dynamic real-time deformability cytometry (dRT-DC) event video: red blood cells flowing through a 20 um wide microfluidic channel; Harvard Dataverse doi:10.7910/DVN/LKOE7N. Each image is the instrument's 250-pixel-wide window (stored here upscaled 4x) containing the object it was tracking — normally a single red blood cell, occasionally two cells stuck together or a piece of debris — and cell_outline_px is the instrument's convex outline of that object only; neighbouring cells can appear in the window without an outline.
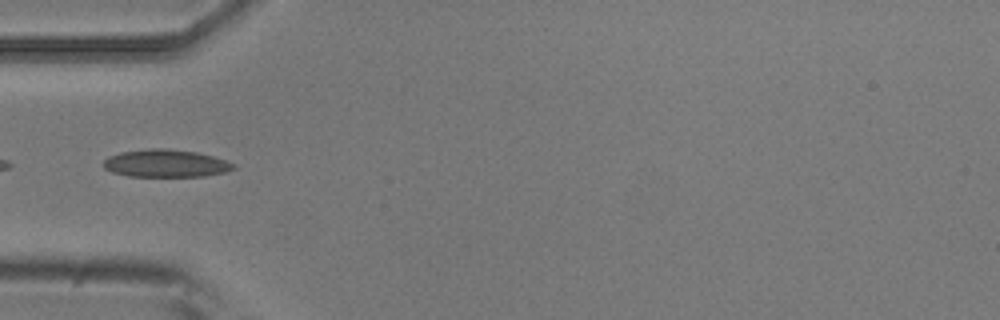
{"species": "common noctule bat (a hibernating species)", "species_latin": "Nyctalus noctula", "temperature_condition": "room temperature", "stored_images_in_passage": 4, "camera_frame_rate_fps": 3000, "um_per_image_px": 0.085, "animal": {"sex": "male", "body_mass_g": 20.5, "forearm_length_mm": 52.5}, "frame": {"image": 1, "passage_image": 4, "time_ms": 1.0, "image_size_px": [1000, 320], "cell_outline_px": [[236, 168], [224, 172], [204, 176], [128, 176], [112, 172], [104, 168], [100, 164], [108, 156], [120, 152], [152, 148], [168, 148], [196, 152], [212, 156], [236, 164]], "centroid_in_image_um": [14.05, 13.88], "position_along_channel_um": 71.0, "area_um2": 20.98}}